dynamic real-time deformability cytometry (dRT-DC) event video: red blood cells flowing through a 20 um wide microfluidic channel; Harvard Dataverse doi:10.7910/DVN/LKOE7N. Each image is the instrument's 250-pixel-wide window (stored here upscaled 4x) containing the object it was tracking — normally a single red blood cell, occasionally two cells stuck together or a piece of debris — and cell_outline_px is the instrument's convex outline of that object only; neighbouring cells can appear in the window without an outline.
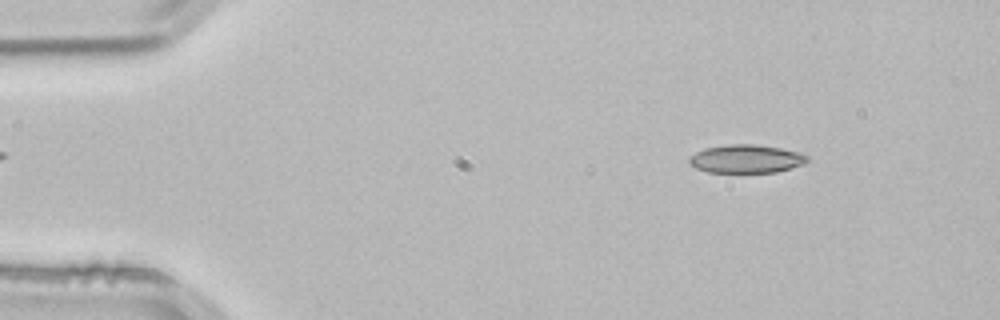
{"species": "common noctule bat (a hibernating species)", "species_latin": "Nyctalus noctula", "temperature_condition": "room temperature", "stored_images_in_passage": 52, "camera_frame_rate_fps": 3000, "um_per_image_px": 0.085, "animal": {"sex": "male", "body_mass_g": 21.5, "forearm_length_mm": 52.0}, "frame": {"image": 1, "passage_image": 6, "time_ms": 1.667, "image_size_px": [1000, 320], "cell_outline_px": [[808, 160], [792, 168], [776, 172], [708, 172], [696, 168], [688, 164], [688, 156], [704, 148], [732, 144], [756, 144], [780, 148], [796, 152], [808, 156]], "centroid_in_image_um": [63.36, 13.5], "position_along_channel_um": 21.6, "area_um2": 19.36}}
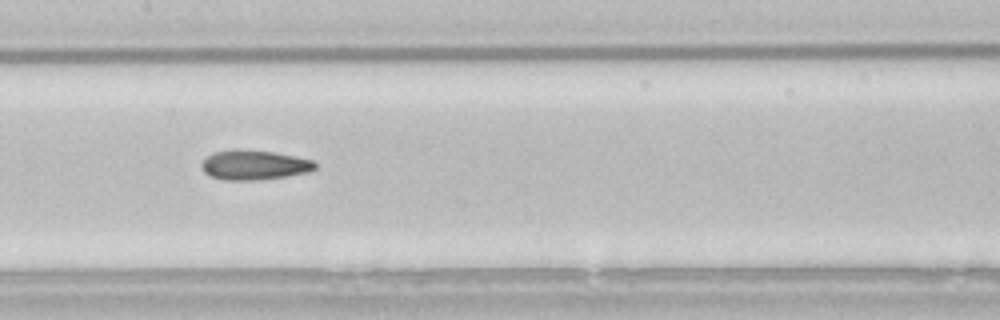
{"frame": {"image": 2, "passage_image": 25, "time_ms": 8.0, "image_size_px": [1000, 320], "cell_outline_px": [[316, 168], [308, 172], [260, 180], [224, 180], [208, 176], [204, 172], [200, 164], [208, 156], [216, 152], [232, 148], [240, 148], [276, 152], [296, 156], [312, 160], [316, 164]], "centroid_in_image_um": [21.58, 14.01], "position_along_channel_um": 185.8, "area_um2": 19.88}}
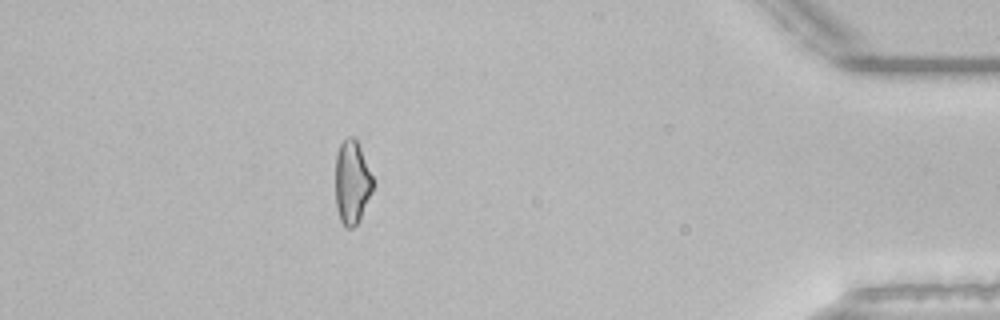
{"frame": {"image": 3, "passage_image": 46, "time_ms": 15.0, "image_size_px": [1000, 320], "cell_outline_px": [[372, 192], [356, 224], [352, 228], [348, 228], [340, 220], [336, 208], [336, 152], [340, 144], [348, 136], [352, 136], [356, 140], [360, 148], [372, 176]], "centroid_in_image_um": [29.89, 15.48], "position_along_channel_um": 405.3, "area_um2": 17.8}, "authors_computed_cell_mechanics": {"area_um2": 19.363, "velocity_mm_per_s": 3.8553, "shape_relaxation_time_tau1_ms": 9.5206, "shape_relaxation_time_tau2_ms": 3.0333, "deformation_change_tau1": 0.199, "deformation_change_tau2": 0.1123}}